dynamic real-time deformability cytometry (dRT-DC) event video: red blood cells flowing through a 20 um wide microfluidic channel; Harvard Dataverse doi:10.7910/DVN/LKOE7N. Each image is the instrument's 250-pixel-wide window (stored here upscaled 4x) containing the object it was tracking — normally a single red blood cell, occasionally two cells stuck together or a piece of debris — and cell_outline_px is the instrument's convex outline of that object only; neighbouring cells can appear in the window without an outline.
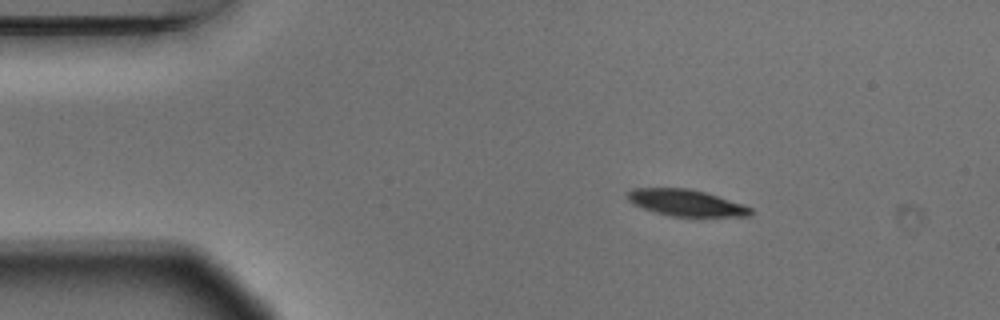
{"species": "Egyptian fruit bat (a non-hibernating species)", "species_latin": "Rousettus aegyptiacus", "temperature_condition": "warm", "stored_images_in_passage": 3, "camera_frame_rate_fps": 3000, "um_per_image_px": 0.085, "animal": {"sex": "male"}, "frame": {"image": 1, "passage_image": 2, "time_ms": 0.333, "image_size_px": [1000, 320], "cell_outline_px": [[752, 216], [668, 216], [632, 204], [628, 200], [628, 192], [632, 188], [688, 188], [704, 192], [744, 204], [752, 208]], "centroid_in_image_um": [58.32, 17.24], "position_along_channel_um": 26.7, "area_um2": 18.9}}